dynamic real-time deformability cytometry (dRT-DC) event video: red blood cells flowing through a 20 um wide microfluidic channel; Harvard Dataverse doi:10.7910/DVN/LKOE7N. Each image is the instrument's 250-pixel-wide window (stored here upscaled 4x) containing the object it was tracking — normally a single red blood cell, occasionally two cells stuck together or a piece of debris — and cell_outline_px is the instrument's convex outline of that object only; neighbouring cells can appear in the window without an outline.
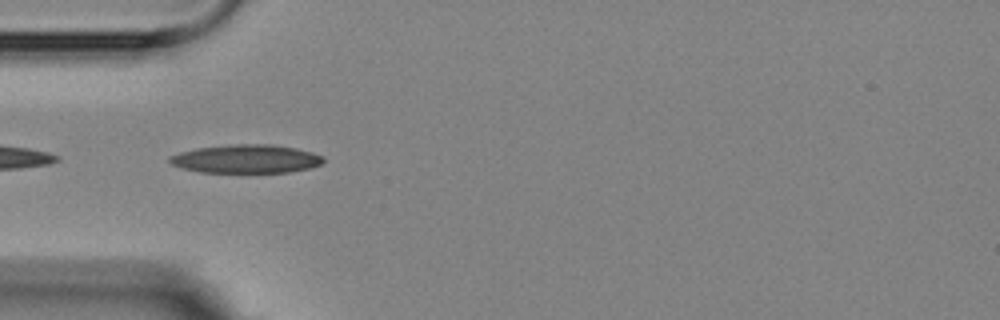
{"species": "Egyptian fruit bat (a non-hibernating species)", "species_latin": "Rousettus aegyptiacus", "temperature_condition": "room temperature", "stored_images_in_passage": 3, "camera_frame_rate_fps": 3000, "um_per_image_px": 0.085, "animal": {"sex": "female"}, "frame": {"image": 1, "passage_image": 3, "time_ms": 2.333, "image_size_px": [1000, 320], "cell_outline_px": [[324, 160], [320, 164], [308, 168], [288, 172], [200, 172], [184, 168], [172, 164], [168, 160], [168, 156], [180, 152], [196, 148], [232, 144], [272, 144], [296, 148], [312, 152], [324, 156]], "centroid_in_image_um": [20.92, 13.49], "position_along_channel_um": 64.1, "area_um2": 25.43}}